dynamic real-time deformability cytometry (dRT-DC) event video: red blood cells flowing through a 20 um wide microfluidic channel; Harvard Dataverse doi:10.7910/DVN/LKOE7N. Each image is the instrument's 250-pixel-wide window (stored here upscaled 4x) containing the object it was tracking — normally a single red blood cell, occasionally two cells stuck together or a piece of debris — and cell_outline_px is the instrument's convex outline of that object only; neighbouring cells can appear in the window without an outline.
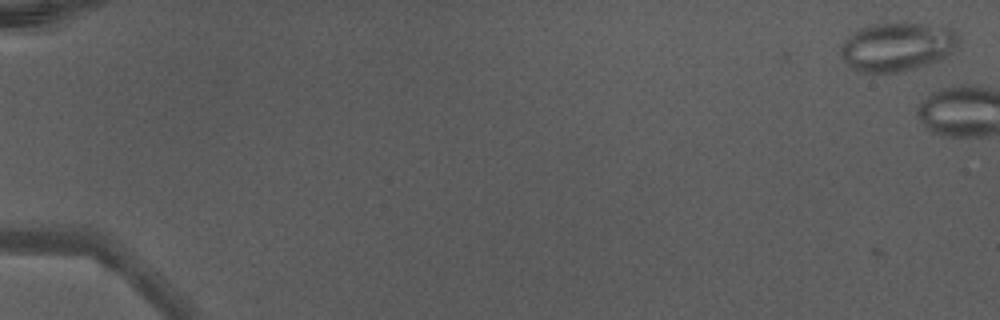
{"species": "Egyptian fruit bat (a non-hibernating species)", "species_latin": "Rousettus aegyptiacus", "temperature_condition": "warm", "stored_images_in_passage": 2, "camera_frame_rate_fps": 3000, "um_per_image_px": 0.085, "animal": {"sex": "male"}, "frame": {"image": 1, "passage_image": 2, "time_ms": 0.333, "image_size_px": [1000, 320], "cell_outline_px": [[960, 40], [952, 52], [948, 56], [940, 60], [928, 64], [896, 72], [860, 72], [848, 68], [840, 52], [840, 48], [844, 40], [856, 28], [868, 24], [904, 20], [952, 28]], "centroid_in_image_um": [76.23, 3.92], "position_along_channel_um": 8.8, "area_um2": 34.45}}